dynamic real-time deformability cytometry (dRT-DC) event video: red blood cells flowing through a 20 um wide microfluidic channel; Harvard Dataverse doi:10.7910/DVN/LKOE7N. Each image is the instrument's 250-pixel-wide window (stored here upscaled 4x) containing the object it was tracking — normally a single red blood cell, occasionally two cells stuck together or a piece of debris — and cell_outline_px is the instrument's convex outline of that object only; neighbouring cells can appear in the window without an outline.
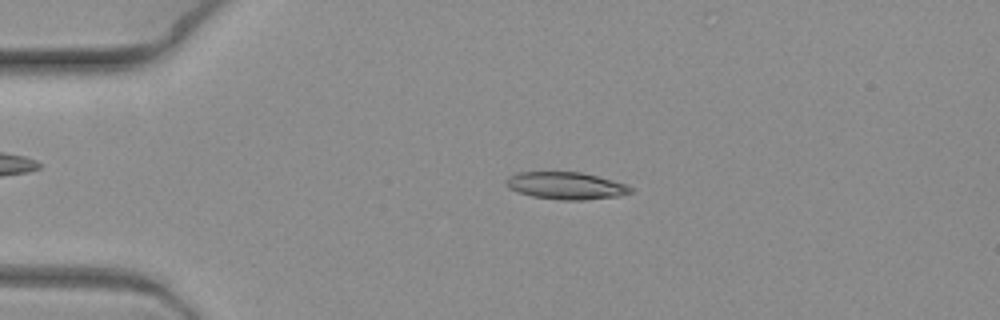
{"species": "common noctule bat (a hibernating species)", "species_latin": "Nyctalus noctula", "temperature_condition": "warm", "stored_images_in_passage": 7, "camera_frame_rate_fps": 3000, "um_per_image_px": 0.085, "animal": {"sex": "female", "body_mass_g": 19.3, "forearm_length_mm": 54.1}, "frame": {"image": 1, "passage_image": 5, "time_ms": 1.333, "image_size_px": [1000, 320], "cell_outline_px": [[632, 192], [620, 196], [584, 200], [560, 200], [532, 196], [508, 188], [504, 180], [508, 176], [516, 172], [580, 172], [628, 184], [632, 188]], "centroid_in_image_um": [48.1, 15.78], "position_along_channel_um": 36.9, "area_um2": 19.83}}